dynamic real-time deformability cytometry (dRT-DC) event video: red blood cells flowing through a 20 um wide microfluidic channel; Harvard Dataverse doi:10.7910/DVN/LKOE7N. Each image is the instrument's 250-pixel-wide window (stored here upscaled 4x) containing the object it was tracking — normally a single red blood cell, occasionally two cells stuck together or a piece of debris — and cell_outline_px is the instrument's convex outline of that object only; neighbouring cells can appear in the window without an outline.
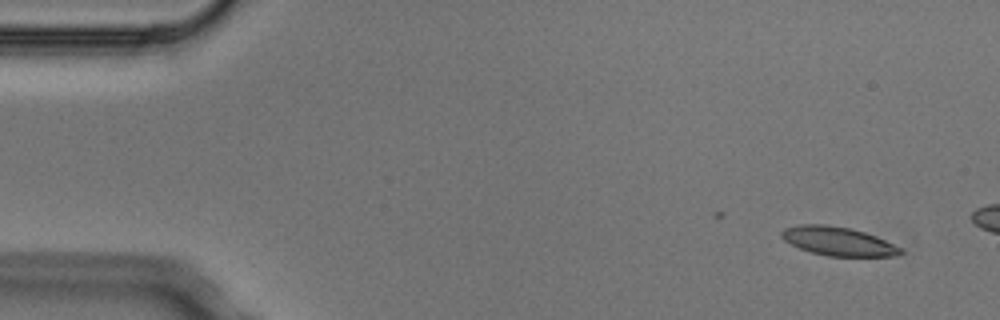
{"species": "Egyptian fruit bat (a non-hibernating species)", "species_latin": "Rousettus aegyptiacus", "temperature_condition": "cold", "stored_images_in_passage": 4, "camera_frame_rate_fps": 3000, "um_per_image_px": 0.085, "animal": {"sex": "male"}, "frame": {"image": 1, "passage_image": 1, "time_ms": 0.0, "image_size_px": [1000, 320], "cell_outline_px": [[904, 252], [896, 256], [828, 256], [812, 252], [800, 248], [784, 240], [780, 236], [780, 232], [784, 228], [800, 224], [824, 224], [848, 228], [864, 232], [876, 236], [904, 248]], "centroid_in_image_um": [71.26, 20.5], "position_along_channel_um": 13.7, "area_um2": 19.94}}